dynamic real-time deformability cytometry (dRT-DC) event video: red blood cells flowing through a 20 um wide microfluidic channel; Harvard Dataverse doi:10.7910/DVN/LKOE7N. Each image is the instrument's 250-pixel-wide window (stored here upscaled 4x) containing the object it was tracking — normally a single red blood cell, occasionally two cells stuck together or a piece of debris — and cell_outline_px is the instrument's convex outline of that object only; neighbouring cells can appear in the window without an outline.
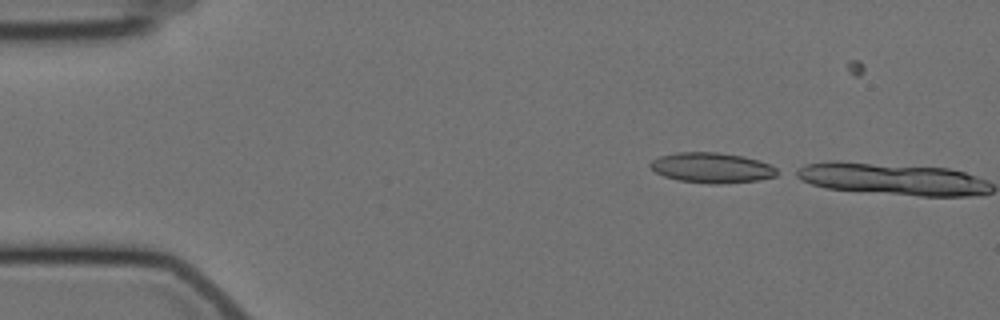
{"species": "Egyptian fruit bat (a non-hibernating species)", "species_latin": "Rousettus aegyptiacus", "temperature_condition": "cold", "stored_images_in_passage": 7, "camera_frame_rate_fps": 3000, "um_per_image_px": 0.085, "animal": {"sex": "female"}, "frame": {"image": 1, "passage_image": 6, "time_ms": 1.667, "image_size_px": [1000, 320], "cell_outline_px": [[784, 172], [776, 176], [760, 180], [720, 184], [708, 184], [676, 180], [664, 176], [656, 172], [648, 164], [652, 160], [660, 156], [676, 152], [716, 152], [744, 156], [768, 164]], "centroid_in_image_um": [60.53, 14.27], "position_along_channel_um": 24.5, "area_um2": 22.6}}